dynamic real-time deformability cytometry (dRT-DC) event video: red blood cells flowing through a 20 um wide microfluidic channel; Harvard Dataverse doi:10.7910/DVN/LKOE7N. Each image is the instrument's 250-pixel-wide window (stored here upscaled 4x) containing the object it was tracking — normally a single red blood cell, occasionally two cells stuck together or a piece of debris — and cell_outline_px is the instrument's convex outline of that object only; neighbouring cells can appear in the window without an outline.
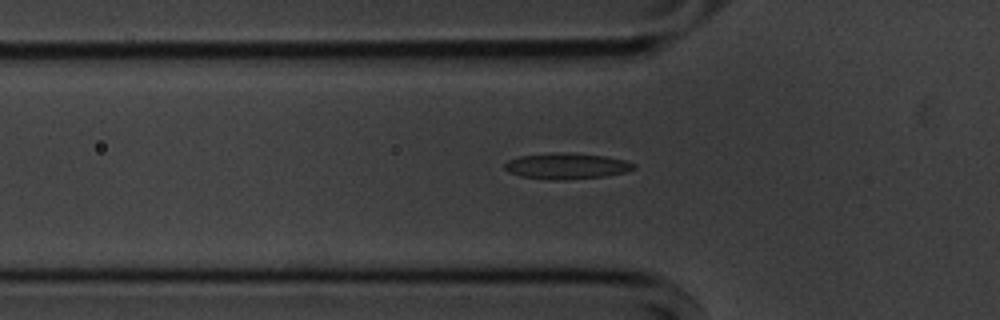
{"species": "common noctule bat (a hibernating species)", "species_latin": "Nyctalus noctula", "temperature_condition": "cold", "stored_images_in_passage": 40, "camera_frame_rate_fps": 3000, "um_per_image_px": 0.085, "animal": {"sex": "male", "body_mass_g": 20.1, "forearm_length_mm": 53.5}, "frame": {"image": 1, "passage_image": 2, "time_ms": 0.333, "image_size_px": [1000, 320], "cell_outline_px": [[636, 168], [624, 172], [608, 176], [564, 180], [552, 180], [520, 176], [508, 172], [504, 168], [504, 164], [508, 160], [520, 156], [552, 152], [572, 152], [604, 156], [624, 160], [636, 164]], "centroid_in_image_um": [48.15, 14.11], "position_along_channel_um": 77.6, "area_um2": 19.77}}
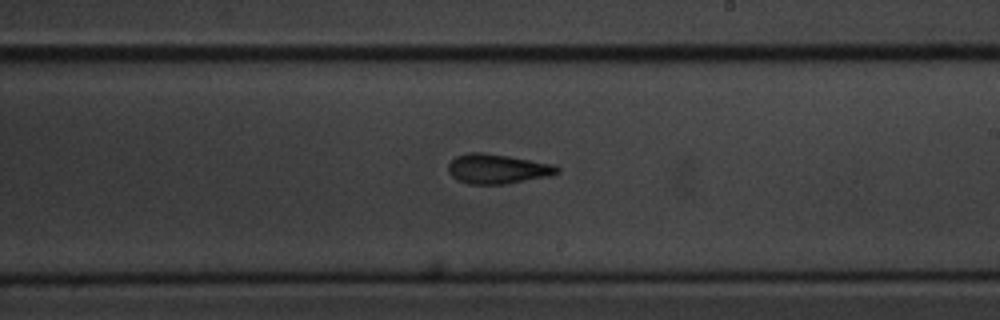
{"frame": {"image": 2, "passage_image": 16, "time_ms": 5.0, "image_size_px": [1000, 320], "cell_outline_px": [[560, 172], [548, 176], [504, 184], [468, 184], [456, 180], [448, 172], [448, 164], [456, 156], [468, 152], [484, 152], [556, 164], [560, 168]], "centroid_in_image_um": [42.27, 14.35], "position_along_channel_um": 246.7, "area_um2": 18.96}}
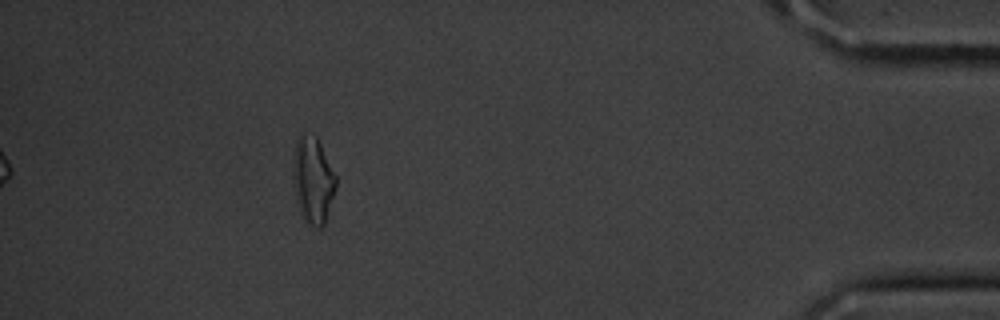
{"frame": {"image": 3, "passage_image": 34, "time_ms": 11.0, "image_size_px": [1000, 320], "cell_outline_px": [[336, 188], [324, 224], [320, 228], [316, 228], [304, 216], [300, 208], [296, 184], [296, 140], [300, 132], [304, 132], [316, 136], [336, 176]], "centroid_in_image_um": [26.67, 15.26], "position_along_channel_um": 408.5, "area_um2": 20.11}}